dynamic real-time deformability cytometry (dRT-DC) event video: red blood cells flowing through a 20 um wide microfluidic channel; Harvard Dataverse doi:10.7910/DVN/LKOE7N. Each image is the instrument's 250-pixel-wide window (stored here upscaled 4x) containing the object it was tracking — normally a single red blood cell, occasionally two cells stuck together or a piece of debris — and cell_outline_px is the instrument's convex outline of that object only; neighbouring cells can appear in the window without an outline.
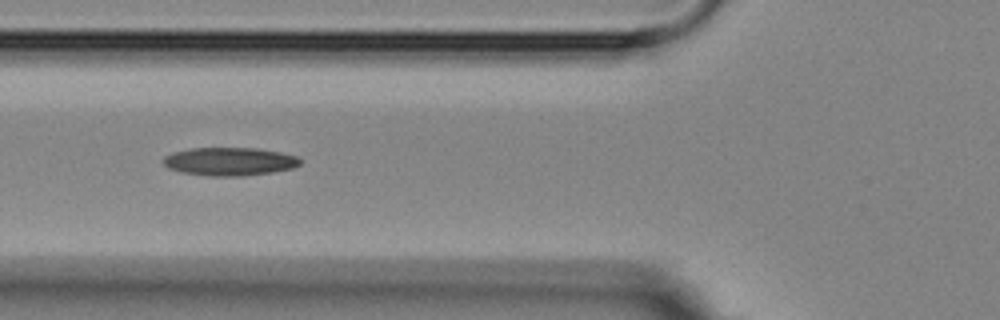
{"species": "Egyptian fruit bat (a non-hibernating species)", "species_latin": "Rousettus aegyptiacus", "temperature_condition": "room temperature", "stored_images_in_passage": 9, "segment_of_instrument_passage": [1, 2], "camera_frame_rate_fps": 3000, "um_per_image_px": 0.085, "animal": {"sex": "female"}, "frame": {"image": 1, "passage_image": 6, "time_ms": 6.0, "image_size_px": [1000, 320], "cell_outline_px": [[300, 164], [292, 168], [272, 172], [244, 176], [208, 176], [180, 172], [168, 168], [160, 160], [164, 156], [172, 152], [192, 148], [256, 148], [280, 152], [296, 156], [300, 160]], "centroid_in_image_um": [19.46, 13.73], "position_along_channel_um": 106.3, "area_um2": 22.6}}
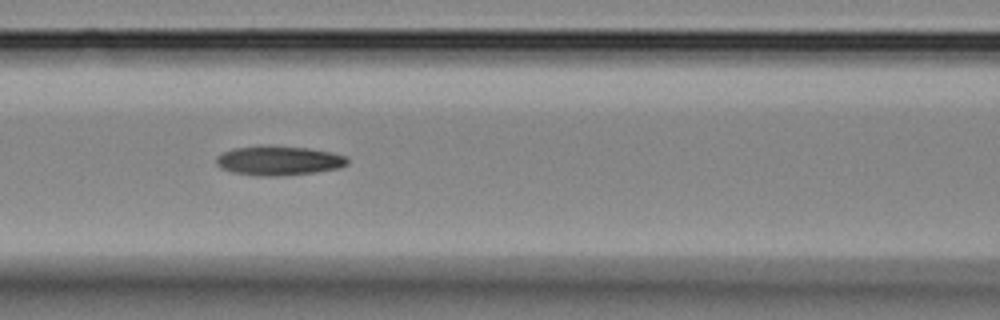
{"frame": {"image": 2, "passage_image": 7, "time_ms": 7.0, "image_size_px": [1000, 320], "cell_outline_px": [[348, 164], [340, 168], [312, 172], [280, 176], [260, 176], [232, 172], [220, 168], [216, 164], [216, 156], [232, 148], [264, 144], [268, 144], [308, 148], [328, 152], [344, 156], [348, 160]], "centroid_in_image_um": [23.63, 13.63], "position_along_channel_um": 143.0, "area_um2": 22.66}}
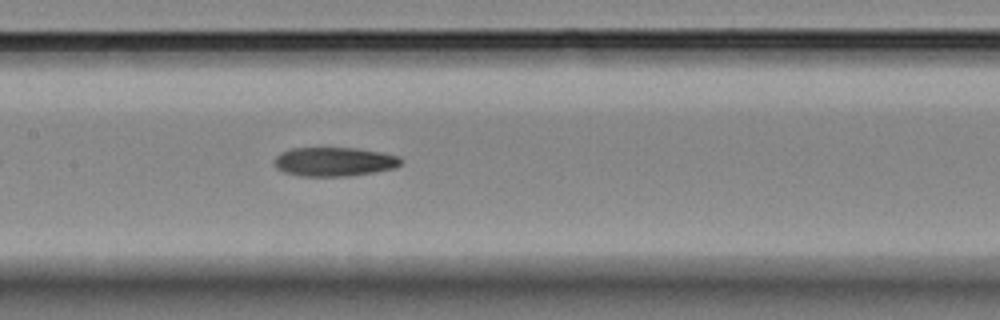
{"frame": {"image": 3, "passage_image": 8, "time_ms": 8.0, "image_size_px": [1000, 320], "cell_outline_px": [[404, 160], [396, 168], [348, 176], [304, 176], [284, 172], [276, 168], [276, 156], [280, 152], [292, 148], [356, 148], [380, 152], [400, 156]], "centroid_in_image_um": [28.44, 13.74], "position_along_channel_um": 179.0, "area_um2": 21.33}}